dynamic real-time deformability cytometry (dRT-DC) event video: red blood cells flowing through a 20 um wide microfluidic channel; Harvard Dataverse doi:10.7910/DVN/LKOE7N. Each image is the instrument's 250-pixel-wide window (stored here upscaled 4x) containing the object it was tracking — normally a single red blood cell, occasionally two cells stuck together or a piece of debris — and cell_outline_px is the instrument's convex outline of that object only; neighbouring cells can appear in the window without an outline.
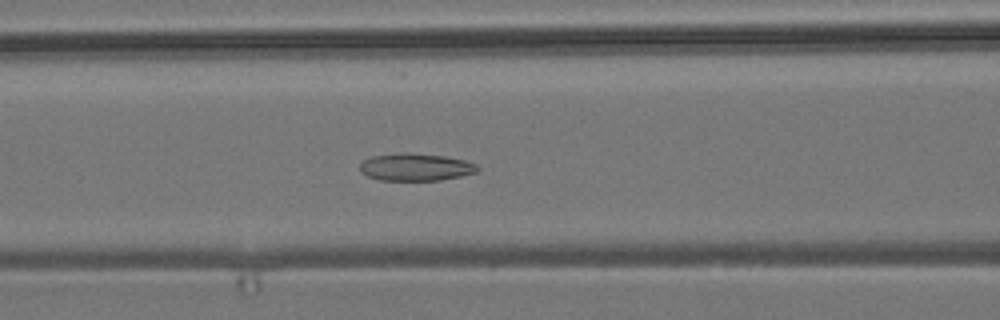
{"species": "common noctule bat (a hibernating species)", "species_latin": "Nyctalus noctula", "temperature_condition": "room temperature", "stored_images_in_passage": 40, "camera_frame_rate_fps": 3000, "um_per_image_px": 0.085, "animal": {"sex": "male", "body_mass_g": 19.2, "forearm_length_mm": 51.8}, "frame": {"image": 1, "passage_image": 8, "time_ms": 2.333, "image_size_px": [1000, 320], "cell_outline_px": [[480, 168], [476, 172], [460, 176], [440, 180], [380, 180], [368, 176], [360, 172], [360, 164], [364, 160], [372, 156], [400, 152], [408, 152], [444, 156], [464, 160], [476, 164]], "centroid_in_image_um": [35.31, 14.19], "position_along_channel_um": 131.3, "area_um2": 18.79}}
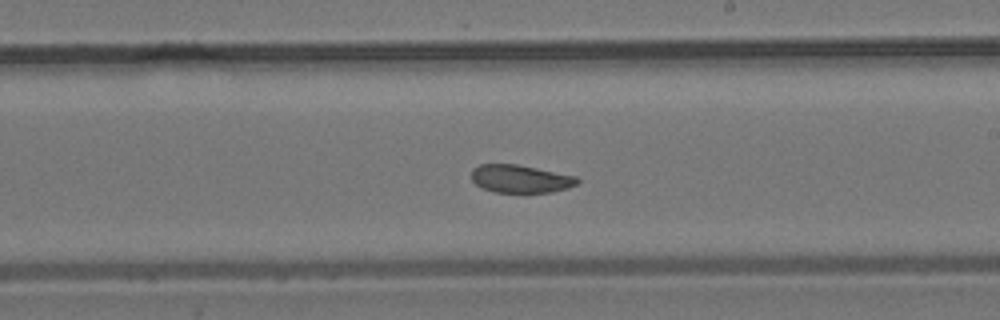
{"frame": {"image": 2, "passage_image": 17, "time_ms": 5.333, "image_size_px": [1000, 320], "cell_outline_px": [[580, 180], [576, 184], [568, 188], [552, 192], [496, 192], [484, 188], [476, 184], [472, 180], [472, 168], [480, 164], [516, 164], [576, 176]], "centroid_in_image_um": [44.24, 15.19], "position_along_channel_um": 244.8, "area_um2": 17.05}}
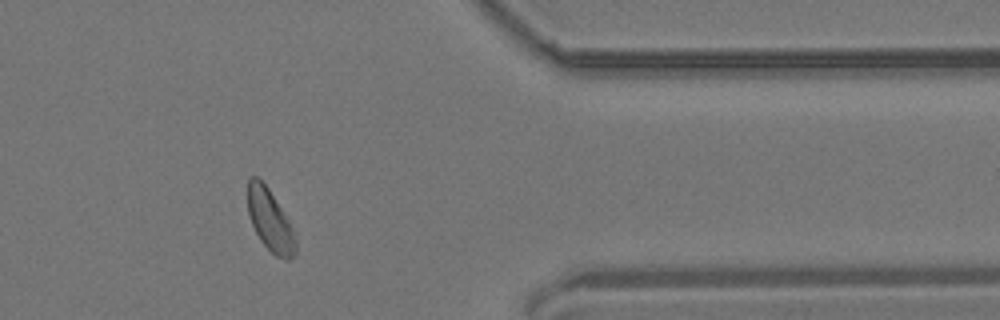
{"frame": {"image": 3, "passage_image": 30, "time_ms": 9.667, "image_size_px": [1000, 320], "cell_outline_px": [[296, 252], [288, 260], [284, 260], [276, 256], [260, 240], [248, 216], [248, 176], [256, 176], [268, 188], [288, 220], [296, 240]], "centroid_in_image_um": [22.94, 18.73], "position_along_channel_um": 388.5, "area_um2": 16.94}, "authors_computed_cell_mechanics": {"area_um2": 18.4093, "velocity_mm_per_s": 3.785, "shape_relaxation_time_tau1_ms": null, "shape_relaxation_time_tau2_ms": 6.3969, "deformation_change_tau1": null, "deformation_change_tau2": 0.1189}}